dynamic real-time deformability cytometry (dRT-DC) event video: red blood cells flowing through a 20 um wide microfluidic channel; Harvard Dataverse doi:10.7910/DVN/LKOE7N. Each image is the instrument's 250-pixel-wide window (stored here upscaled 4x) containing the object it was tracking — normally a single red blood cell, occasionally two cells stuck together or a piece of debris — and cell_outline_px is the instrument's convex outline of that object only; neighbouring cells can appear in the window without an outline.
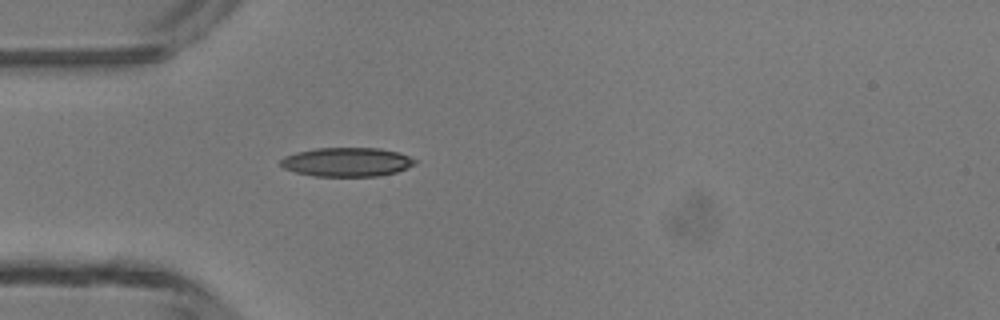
{"species": "common noctule bat (a hibernating species)", "species_latin": "Nyctalus noctula", "temperature_condition": "room temperature", "stored_images_in_passage": 1, "camera_frame_rate_fps": 3000, "um_per_image_px": 0.085, "animal": {"sex": "male", "body_mass_g": 13.3}, "frame": {"image": 1, "passage_image": 1, "time_ms": 0.0, "image_size_px": [1000, 320], "cell_outline_px": [[416, 164], [396, 172], [376, 176], [312, 176], [296, 172], [284, 168], [280, 164], [280, 160], [284, 156], [296, 152], [316, 148], [380, 148], [400, 152], [416, 160]], "centroid_in_image_um": [29.48, 13.76], "position_along_channel_um": 55.5, "area_um2": 22.72}}